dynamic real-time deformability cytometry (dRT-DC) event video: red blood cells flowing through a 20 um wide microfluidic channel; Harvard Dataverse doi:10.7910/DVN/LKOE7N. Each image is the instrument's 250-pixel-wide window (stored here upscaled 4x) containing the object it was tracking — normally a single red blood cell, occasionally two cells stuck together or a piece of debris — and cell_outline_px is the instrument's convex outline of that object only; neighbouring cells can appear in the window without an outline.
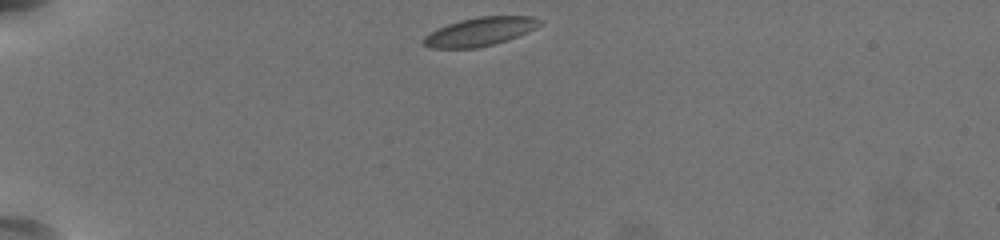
{"species": "common noctule bat (a hibernating species)", "species_latin": "Nyctalus noctula", "temperature_condition": "warm", "stored_images_in_passage": 37, "camera_frame_rate_fps": 3000, "um_per_image_px": 0.085, "animal": {"sex": "female", "body_mass_g": 19.5, "forearm_length_mm": 54.1}, "frame": {"image": 1, "passage_image": 1, "time_ms": 0.0, "image_size_px": [1000, 240], "cell_outline_px": [[544, 24], [528, 32], [492, 44], [476, 48], [432, 48], [424, 44], [420, 40], [424, 36], [448, 24], [460, 20], [480, 16], [532, 16], [544, 20]], "centroid_in_image_um": [40.84, 2.67], "position_along_channel_um": 44.2, "area_um2": 19.19}}
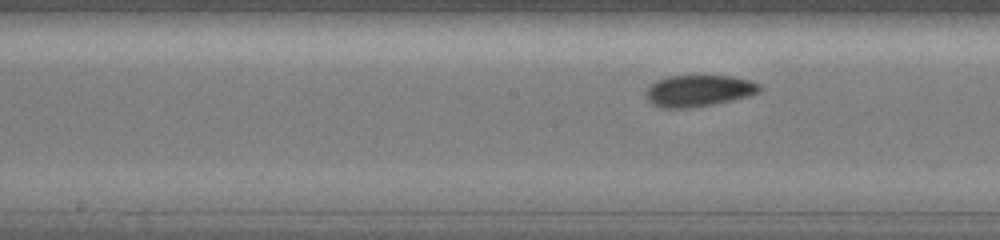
{"frame": {"image": 2, "passage_image": 17, "time_ms": 5.333, "image_size_px": [1000, 240], "cell_outline_px": [[760, 92], [748, 96], [732, 100], [692, 108], [664, 108], [652, 104], [648, 100], [644, 92], [656, 80], [668, 76], [732, 76], [752, 80], [760, 84]], "centroid_in_image_um": [59.39, 7.71], "position_along_channel_um": 188.8, "area_um2": 20.92}}
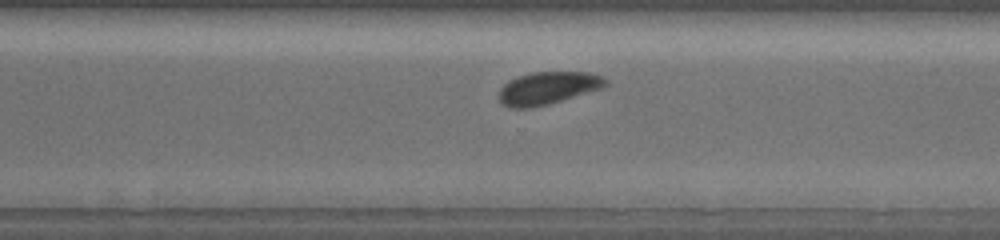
{"frame": {"image": 3, "passage_image": 28, "time_ms": 9.0, "image_size_px": [1000, 240], "cell_outline_px": [[608, 84], [604, 88], [548, 104], [532, 108], [508, 108], [500, 100], [500, 88], [508, 80], [532, 72], [588, 72], [604, 76], [608, 80]], "centroid_in_image_um": [46.62, 7.48], "position_along_channel_um": 324.0, "area_um2": 20.35}, "authors_computed_cell_mechanics": {"area_um2": 20.4612, "velocity_mm_per_s": 3.6956, "shape_relaxation_time_tau1_ms": 2.6508, "shape_relaxation_time_tau2_ms": 2.4171, "deformation_change_tau1": 0.099, "deformation_change_tau2": 0.0605}}